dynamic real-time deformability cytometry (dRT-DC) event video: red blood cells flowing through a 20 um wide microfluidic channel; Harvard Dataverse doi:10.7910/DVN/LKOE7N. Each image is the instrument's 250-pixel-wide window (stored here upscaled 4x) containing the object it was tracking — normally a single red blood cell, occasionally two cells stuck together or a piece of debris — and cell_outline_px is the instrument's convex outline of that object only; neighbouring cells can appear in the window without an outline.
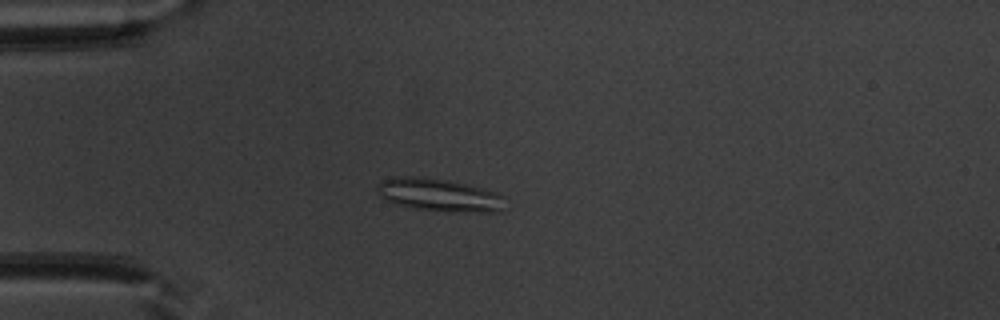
{"species": "common noctule bat (a hibernating species)", "species_latin": "Nyctalus noctula", "temperature_condition": "warm", "stored_images_in_passage": 51, "camera_frame_rate_fps": 3000, "um_per_image_px": 0.085, "animal": {"sex": "male", "body_mass_g": 20.1, "forearm_length_mm": 53.5}, "frame": {"image": 1, "passage_image": 14, "time_ms": 4.333, "image_size_px": [1000, 320], "cell_outline_px": [[504, 212], [452, 212], [412, 208], [396, 204], [384, 200], [376, 192], [376, 188], [380, 180], [392, 176], [424, 176], [468, 184], [484, 188], [496, 192], [504, 196]], "centroid_in_image_um": [37.32, 16.57], "position_along_channel_um": 47.7, "area_um2": 25.14}}
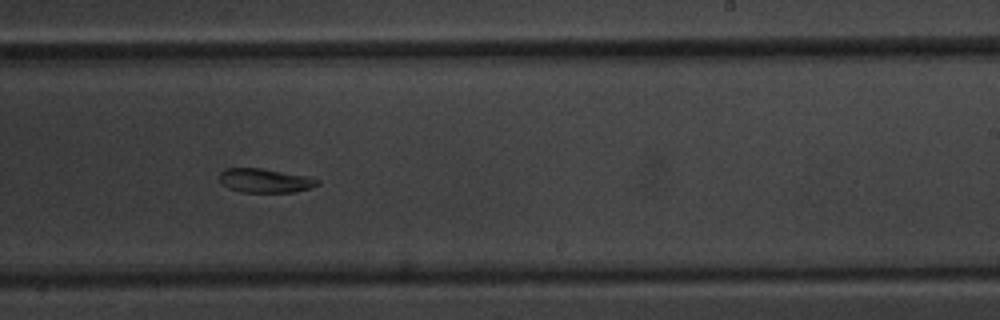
{"frame": {"image": 2, "passage_image": 32, "time_ms": 10.333, "image_size_px": [1000, 320], "cell_outline_px": [[320, 184], [312, 188], [292, 192], [244, 192], [228, 188], [220, 180], [220, 172], [224, 168], [260, 168], [308, 176], [320, 180]], "centroid_in_image_um": [22.56, 15.35], "position_along_channel_um": 266.4, "area_um2": 13.7}}
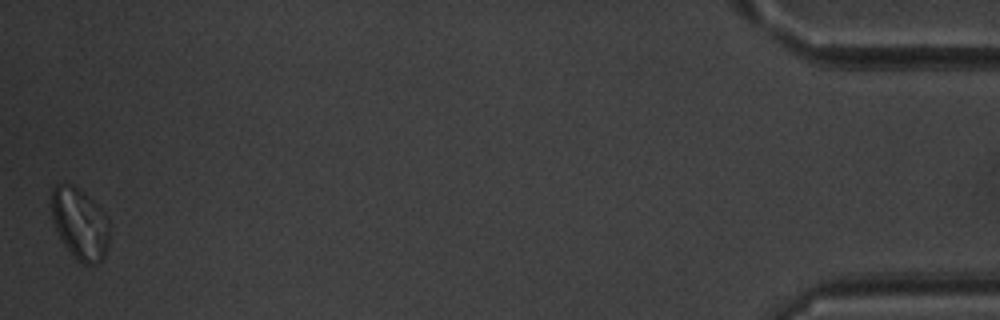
{"frame": {"image": 3, "passage_image": 51, "time_ms": 16.667, "image_size_px": [1000, 320], "cell_outline_px": [[108, 244], [104, 256], [96, 264], [84, 264], [76, 260], [60, 240], [52, 220], [52, 188], [56, 184], [72, 184], [84, 192], [108, 216]], "centroid_in_image_um": [6.77, 19.02], "position_along_channel_um": 428.4, "area_um2": 24.16}, "authors_computed_cell_mechanics": {"area_um2": 19.941, "velocity_mm_per_s": 3.939, "shape_relaxation_time_tau1_ms": 6.8851, "shape_relaxation_time_tau2_ms": null, "deformation_change_tau1": 0.1389, "deformation_change_tau2": null}}